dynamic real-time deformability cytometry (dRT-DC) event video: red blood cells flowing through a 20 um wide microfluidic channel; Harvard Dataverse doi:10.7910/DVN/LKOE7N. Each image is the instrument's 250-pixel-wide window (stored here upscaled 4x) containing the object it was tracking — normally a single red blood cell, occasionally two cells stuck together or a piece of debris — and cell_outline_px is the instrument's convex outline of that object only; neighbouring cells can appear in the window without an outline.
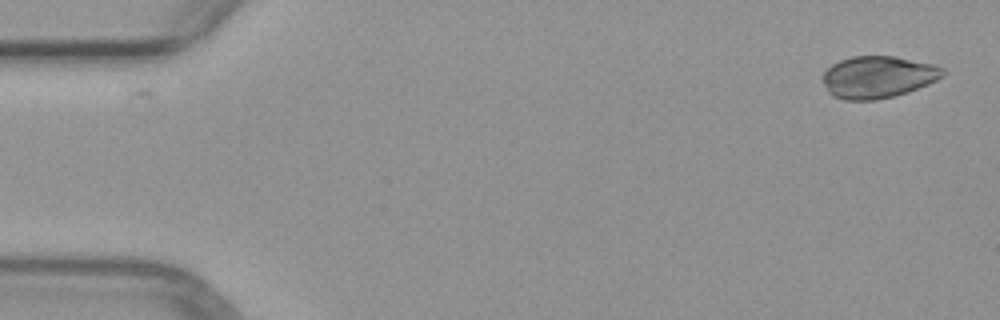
{"species": "common noctule bat (a hibernating species)", "species_latin": "Nyctalus noctula", "temperature_condition": "warm", "stored_images_in_passage": 5, "segment_of_instrument_passage": [1, 2], "camera_frame_rate_fps": 3000, "um_per_image_px": 0.085, "animal": {"sex": "female", "body_mass_g": 29.2, "forearm_length_mm": 56.3}, "frame": {"image": 1, "passage_image": 1, "time_ms": 0.0, "image_size_px": [1000, 320], "cell_outline_px": [[944, 76], [928, 84], [908, 92], [876, 100], [844, 100], [832, 96], [828, 92], [824, 84], [824, 72], [832, 64], [840, 60], [852, 56], [896, 56], [936, 64], [944, 68]], "centroid_in_image_um": [74.65, 6.54], "position_along_channel_um": 10.4, "area_um2": 29.54}}
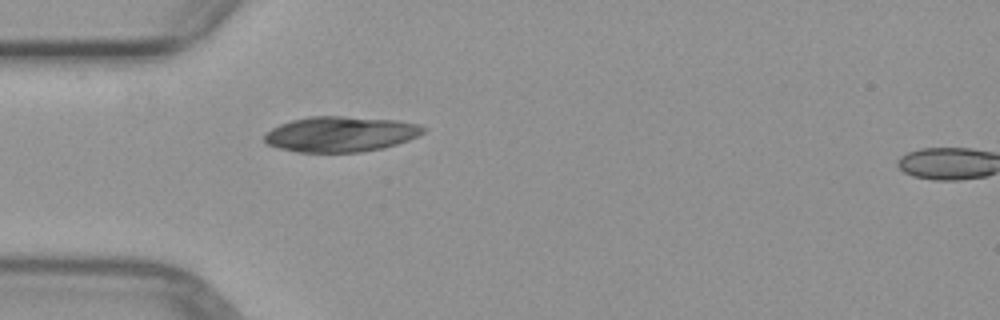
{"frame": {"image": 2, "passage_image": 4, "time_ms": 4.333, "image_size_px": [1000, 320], "cell_outline_px": [[428, 128], [424, 132], [408, 140], [384, 148], [360, 152], [296, 152], [276, 148], [268, 144], [264, 140], [264, 136], [272, 128], [280, 124], [292, 120], [308, 116], [344, 116], [396, 120], [416, 124]], "centroid_in_image_um": [28.93, 11.4], "position_along_channel_um": 56.1, "area_um2": 32.77}}